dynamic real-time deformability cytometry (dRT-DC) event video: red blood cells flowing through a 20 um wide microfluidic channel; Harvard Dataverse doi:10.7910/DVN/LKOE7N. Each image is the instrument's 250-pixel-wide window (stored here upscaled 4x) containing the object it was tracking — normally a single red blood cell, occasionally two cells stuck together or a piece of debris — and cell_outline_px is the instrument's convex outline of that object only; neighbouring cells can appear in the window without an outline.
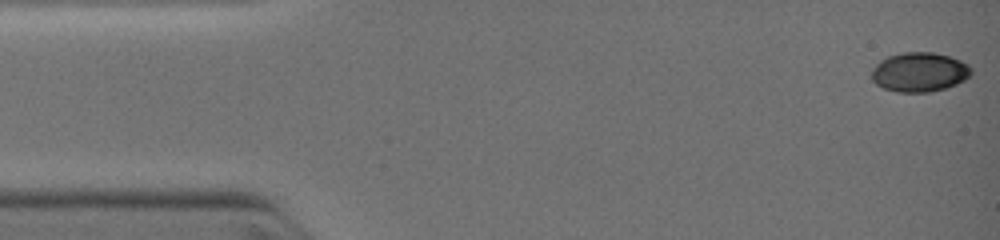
{"species": "common noctule bat (a hibernating species)", "species_latin": "Nyctalus noctula", "temperature_condition": "warm", "stored_images_in_passage": 38, "camera_frame_rate_fps": 3000, "um_per_image_px": 0.085, "animal": {"sex": "female", "body_mass_g": 19.0, "forearm_length_mm": 51.5}, "frame": {"image": 1, "passage_image": 1, "time_ms": 0.0, "image_size_px": [1000, 240], "cell_outline_px": [[972, 72], [964, 80], [956, 84], [944, 88], [928, 92], [896, 92], [884, 88], [876, 84], [872, 80], [872, 68], [880, 60], [888, 56], [904, 52], [932, 52], [948, 56], [960, 60], [968, 64], [972, 68]], "centroid_in_image_um": [78.14, 6.12], "position_along_channel_um": 6.9, "area_um2": 22.83}}
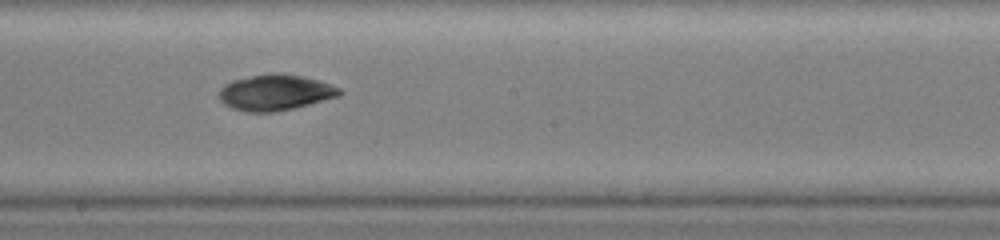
{"frame": {"image": 2, "passage_image": 21, "time_ms": 6.667, "image_size_px": [1000, 240], "cell_outline_px": [[344, 92], [340, 96], [276, 112], [248, 112], [232, 108], [224, 104], [220, 100], [220, 88], [224, 84], [232, 80], [268, 72], [280, 72], [304, 76], [340, 88]], "centroid_in_image_um": [23.38, 7.84], "position_along_channel_um": 224.8, "area_um2": 25.26}}
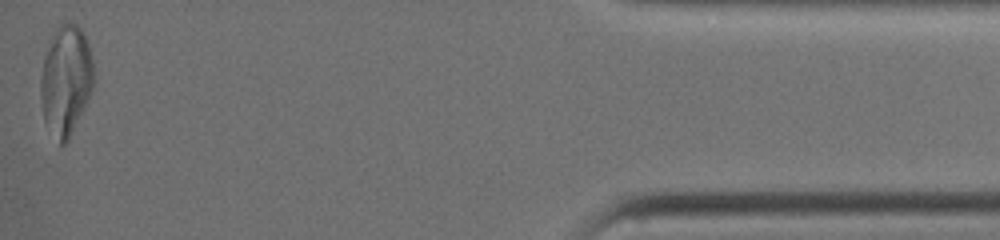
{"frame": {"image": 3, "passage_image": 38, "time_ms": 12.333, "image_size_px": [1000, 240], "cell_outline_px": [[96, 80], [84, 108], [68, 140], [60, 148], [44, 124], [40, 96], [40, 76], [44, 56], [56, 24], [76, 24], [84, 32], [92, 56], [96, 76]], "centroid_in_image_um": [5.59, 6.85], "position_along_channel_um": 429.6, "area_um2": 34.8}}